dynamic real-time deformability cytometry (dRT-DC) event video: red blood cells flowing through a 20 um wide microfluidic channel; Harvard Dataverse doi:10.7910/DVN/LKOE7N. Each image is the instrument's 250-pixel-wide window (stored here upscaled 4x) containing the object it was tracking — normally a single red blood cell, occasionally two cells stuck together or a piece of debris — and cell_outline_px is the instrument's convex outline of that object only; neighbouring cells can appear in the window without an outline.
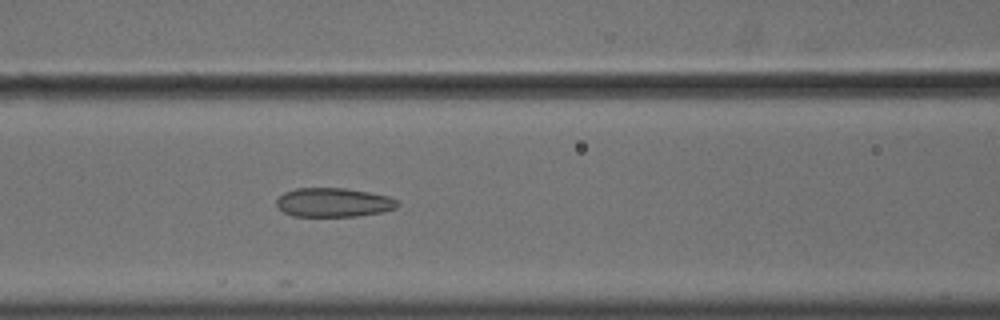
{"species": "common noctule bat (a hibernating species)", "species_latin": "Nyctalus noctula", "temperature_condition": "cold", "stored_images_in_passage": 22, "camera_frame_rate_fps": 3000, "um_per_image_px": 0.085, "animal": {"sex": "male", "body_mass_g": 18.8}, "frame": {"image": 1, "passage_image": 8, "time_ms": 2.333, "image_size_px": [1000, 320], "cell_outline_px": [[400, 204], [396, 208], [384, 212], [356, 216], [292, 216], [284, 212], [276, 204], [276, 200], [284, 192], [296, 188], [344, 188], [368, 192], [388, 196], [400, 200]], "centroid_in_image_um": [28.39, 17.21], "position_along_channel_um": 138.2, "area_um2": 20.58}}
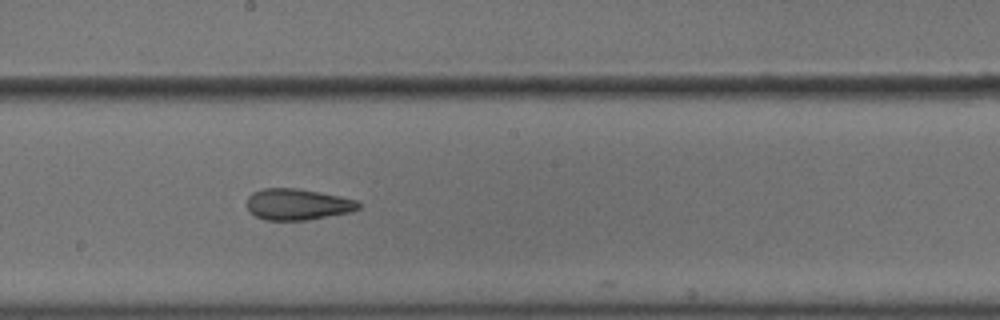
{"frame": {"image": 2, "passage_image": 15, "time_ms": 4.667, "image_size_px": [1000, 320], "cell_outline_px": [[360, 208], [352, 212], [308, 220], [264, 220], [256, 216], [248, 208], [248, 196], [252, 192], [264, 188], [296, 188], [340, 196], [356, 200], [360, 204]], "centroid_in_image_um": [25.31, 17.37], "position_along_channel_um": 222.9, "area_um2": 20.29}}
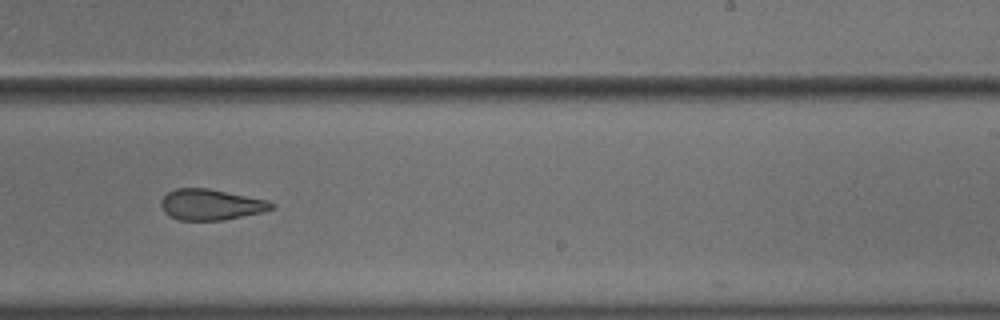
{"frame": {"image": 3, "passage_image": 19, "time_ms": 6.0, "image_size_px": [1000, 320], "cell_outline_px": [[276, 208], [264, 212], [224, 220], [180, 220], [164, 212], [160, 204], [160, 200], [168, 192], [176, 188], [208, 188], [268, 200], [276, 204]], "centroid_in_image_um": [17.97, 17.39], "position_along_channel_um": 271.0, "area_um2": 20.0}}